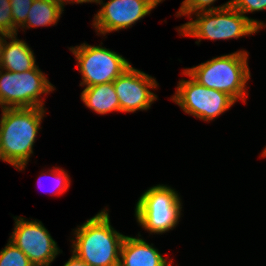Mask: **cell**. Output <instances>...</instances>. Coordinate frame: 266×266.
<instances>
[{"mask_svg": "<svg viewBox=\"0 0 266 266\" xmlns=\"http://www.w3.org/2000/svg\"><path fill=\"white\" fill-rule=\"evenodd\" d=\"M0 266H34L29 258L10 240L0 251Z\"/></svg>", "mask_w": 266, "mask_h": 266, "instance_id": "2e32d148", "label": "cell"}, {"mask_svg": "<svg viewBox=\"0 0 266 266\" xmlns=\"http://www.w3.org/2000/svg\"><path fill=\"white\" fill-rule=\"evenodd\" d=\"M52 173H51V176L54 175L55 176L54 179L57 181V183L55 182L56 183V185H55L56 186V188H55L56 193L57 194L63 193L65 190L68 189V186L70 184L69 176L67 175V173H65L64 170H62L60 168L59 169L55 168V170L52 171ZM40 183H41V177H39V179H38V185Z\"/></svg>", "mask_w": 266, "mask_h": 266, "instance_id": "44dd1931", "label": "cell"}, {"mask_svg": "<svg viewBox=\"0 0 266 266\" xmlns=\"http://www.w3.org/2000/svg\"><path fill=\"white\" fill-rule=\"evenodd\" d=\"M72 53L78 61L83 82L86 87L113 82L131 65L121 55L114 51L83 43L71 47Z\"/></svg>", "mask_w": 266, "mask_h": 266, "instance_id": "52a82bcc", "label": "cell"}, {"mask_svg": "<svg viewBox=\"0 0 266 266\" xmlns=\"http://www.w3.org/2000/svg\"><path fill=\"white\" fill-rule=\"evenodd\" d=\"M216 0H184L182 2V6L179 9V12H177L178 16L181 15H188L203 11H212V10H218L222 8H227L232 6L233 0L228 1L226 4L219 6V7H210L212 3H214ZM207 7V8H206ZM209 7V8H208Z\"/></svg>", "mask_w": 266, "mask_h": 266, "instance_id": "e0dca14e", "label": "cell"}, {"mask_svg": "<svg viewBox=\"0 0 266 266\" xmlns=\"http://www.w3.org/2000/svg\"><path fill=\"white\" fill-rule=\"evenodd\" d=\"M15 227L11 238L34 266H49L60 253L57 243L40 221H26L20 217L15 219Z\"/></svg>", "mask_w": 266, "mask_h": 266, "instance_id": "9c48e42d", "label": "cell"}, {"mask_svg": "<svg viewBox=\"0 0 266 266\" xmlns=\"http://www.w3.org/2000/svg\"><path fill=\"white\" fill-rule=\"evenodd\" d=\"M180 197L164 185L153 186L139 198L135 215L137 222L150 233H164L173 229L180 218Z\"/></svg>", "mask_w": 266, "mask_h": 266, "instance_id": "5b68a950", "label": "cell"}, {"mask_svg": "<svg viewBox=\"0 0 266 266\" xmlns=\"http://www.w3.org/2000/svg\"><path fill=\"white\" fill-rule=\"evenodd\" d=\"M92 2H96V3H99V4L103 3L102 0L101 1L100 0H92Z\"/></svg>", "mask_w": 266, "mask_h": 266, "instance_id": "d4e9b609", "label": "cell"}, {"mask_svg": "<svg viewBox=\"0 0 266 266\" xmlns=\"http://www.w3.org/2000/svg\"><path fill=\"white\" fill-rule=\"evenodd\" d=\"M81 99L87 107L98 114L120 111V103L113 82L86 87Z\"/></svg>", "mask_w": 266, "mask_h": 266, "instance_id": "5bb4252c", "label": "cell"}, {"mask_svg": "<svg viewBox=\"0 0 266 266\" xmlns=\"http://www.w3.org/2000/svg\"><path fill=\"white\" fill-rule=\"evenodd\" d=\"M156 5H158V3H160L162 0H152Z\"/></svg>", "mask_w": 266, "mask_h": 266, "instance_id": "484cf974", "label": "cell"}, {"mask_svg": "<svg viewBox=\"0 0 266 266\" xmlns=\"http://www.w3.org/2000/svg\"><path fill=\"white\" fill-rule=\"evenodd\" d=\"M232 6L243 15L266 9V0H233Z\"/></svg>", "mask_w": 266, "mask_h": 266, "instance_id": "ffe728a7", "label": "cell"}, {"mask_svg": "<svg viewBox=\"0 0 266 266\" xmlns=\"http://www.w3.org/2000/svg\"><path fill=\"white\" fill-rule=\"evenodd\" d=\"M263 157L264 156H266V148L264 149V151H263V155H262Z\"/></svg>", "mask_w": 266, "mask_h": 266, "instance_id": "4316f807", "label": "cell"}, {"mask_svg": "<svg viewBox=\"0 0 266 266\" xmlns=\"http://www.w3.org/2000/svg\"><path fill=\"white\" fill-rule=\"evenodd\" d=\"M247 58V52L238 51L215 57L196 67L188 68L183 73L200 85L226 93L234 101L239 98L245 101V85L250 79Z\"/></svg>", "mask_w": 266, "mask_h": 266, "instance_id": "3957f363", "label": "cell"}, {"mask_svg": "<svg viewBox=\"0 0 266 266\" xmlns=\"http://www.w3.org/2000/svg\"><path fill=\"white\" fill-rule=\"evenodd\" d=\"M44 109L4 108L0 120V157L16 169L25 168L33 153Z\"/></svg>", "mask_w": 266, "mask_h": 266, "instance_id": "6da1fadb", "label": "cell"}, {"mask_svg": "<svg viewBox=\"0 0 266 266\" xmlns=\"http://www.w3.org/2000/svg\"><path fill=\"white\" fill-rule=\"evenodd\" d=\"M75 232L72 252L88 266H119L125 235L112 228L107 210L87 220Z\"/></svg>", "mask_w": 266, "mask_h": 266, "instance_id": "7a4b0ae2", "label": "cell"}, {"mask_svg": "<svg viewBox=\"0 0 266 266\" xmlns=\"http://www.w3.org/2000/svg\"><path fill=\"white\" fill-rule=\"evenodd\" d=\"M63 266H88V265L73 254L71 258Z\"/></svg>", "mask_w": 266, "mask_h": 266, "instance_id": "7402d4cb", "label": "cell"}, {"mask_svg": "<svg viewBox=\"0 0 266 266\" xmlns=\"http://www.w3.org/2000/svg\"><path fill=\"white\" fill-rule=\"evenodd\" d=\"M63 9L51 0H33L26 22L22 27L47 26L57 23Z\"/></svg>", "mask_w": 266, "mask_h": 266, "instance_id": "9a60e30c", "label": "cell"}, {"mask_svg": "<svg viewBox=\"0 0 266 266\" xmlns=\"http://www.w3.org/2000/svg\"><path fill=\"white\" fill-rule=\"evenodd\" d=\"M113 84L120 103V112L147 110L157 99L148 89L157 87L156 80L132 66L119 75Z\"/></svg>", "mask_w": 266, "mask_h": 266, "instance_id": "30bf717a", "label": "cell"}, {"mask_svg": "<svg viewBox=\"0 0 266 266\" xmlns=\"http://www.w3.org/2000/svg\"><path fill=\"white\" fill-rule=\"evenodd\" d=\"M9 39L12 41H5L0 69L18 73L34 69L35 57L27 43L16 39V34L9 35Z\"/></svg>", "mask_w": 266, "mask_h": 266, "instance_id": "4fadbf2b", "label": "cell"}, {"mask_svg": "<svg viewBox=\"0 0 266 266\" xmlns=\"http://www.w3.org/2000/svg\"><path fill=\"white\" fill-rule=\"evenodd\" d=\"M5 38H9V34L0 31V65H1V60H2L3 47L6 41Z\"/></svg>", "mask_w": 266, "mask_h": 266, "instance_id": "603a6c76", "label": "cell"}, {"mask_svg": "<svg viewBox=\"0 0 266 266\" xmlns=\"http://www.w3.org/2000/svg\"><path fill=\"white\" fill-rule=\"evenodd\" d=\"M120 258L119 266H171L152 245L130 236L123 239Z\"/></svg>", "mask_w": 266, "mask_h": 266, "instance_id": "7c38bea8", "label": "cell"}, {"mask_svg": "<svg viewBox=\"0 0 266 266\" xmlns=\"http://www.w3.org/2000/svg\"><path fill=\"white\" fill-rule=\"evenodd\" d=\"M0 70V106L4 108H44L40 95L54 90L36 66L22 73Z\"/></svg>", "mask_w": 266, "mask_h": 266, "instance_id": "8992f818", "label": "cell"}, {"mask_svg": "<svg viewBox=\"0 0 266 266\" xmlns=\"http://www.w3.org/2000/svg\"><path fill=\"white\" fill-rule=\"evenodd\" d=\"M177 92L172 97L185 113L204 121L213 120L228 110L235 101L226 93L200 85L191 80H180Z\"/></svg>", "mask_w": 266, "mask_h": 266, "instance_id": "ba28073f", "label": "cell"}, {"mask_svg": "<svg viewBox=\"0 0 266 266\" xmlns=\"http://www.w3.org/2000/svg\"><path fill=\"white\" fill-rule=\"evenodd\" d=\"M10 2L13 24L16 28H19L26 22L33 0H10Z\"/></svg>", "mask_w": 266, "mask_h": 266, "instance_id": "d6986e66", "label": "cell"}, {"mask_svg": "<svg viewBox=\"0 0 266 266\" xmlns=\"http://www.w3.org/2000/svg\"><path fill=\"white\" fill-rule=\"evenodd\" d=\"M195 20L183 24L178 31L184 36L201 39H231L251 35L263 27V23L250 19L233 6L196 13Z\"/></svg>", "mask_w": 266, "mask_h": 266, "instance_id": "277c9868", "label": "cell"}, {"mask_svg": "<svg viewBox=\"0 0 266 266\" xmlns=\"http://www.w3.org/2000/svg\"><path fill=\"white\" fill-rule=\"evenodd\" d=\"M52 2L58 4L62 9H63V6H64V2L67 1V2H76V3H86V2H92V0H51Z\"/></svg>", "mask_w": 266, "mask_h": 266, "instance_id": "cb8c5ba5", "label": "cell"}, {"mask_svg": "<svg viewBox=\"0 0 266 266\" xmlns=\"http://www.w3.org/2000/svg\"><path fill=\"white\" fill-rule=\"evenodd\" d=\"M156 6L152 0H110L94 16L93 25L101 34L125 29Z\"/></svg>", "mask_w": 266, "mask_h": 266, "instance_id": "8fae6325", "label": "cell"}, {"mask_svg": "<svg viewBox=\"0 0 266 266\" xmlns=\"http://www.w3.org/2000/svg\"><path fill=\"white\" fill-rule=\"evenodd\" d=\"M0 31L17 35L18 28L13 24L10 0H0Z\"/></svg>", "mask_w": 266, "mask_h": 266, "instance_id": "ac0fdd59", "label": "cell"}]
</instances>
